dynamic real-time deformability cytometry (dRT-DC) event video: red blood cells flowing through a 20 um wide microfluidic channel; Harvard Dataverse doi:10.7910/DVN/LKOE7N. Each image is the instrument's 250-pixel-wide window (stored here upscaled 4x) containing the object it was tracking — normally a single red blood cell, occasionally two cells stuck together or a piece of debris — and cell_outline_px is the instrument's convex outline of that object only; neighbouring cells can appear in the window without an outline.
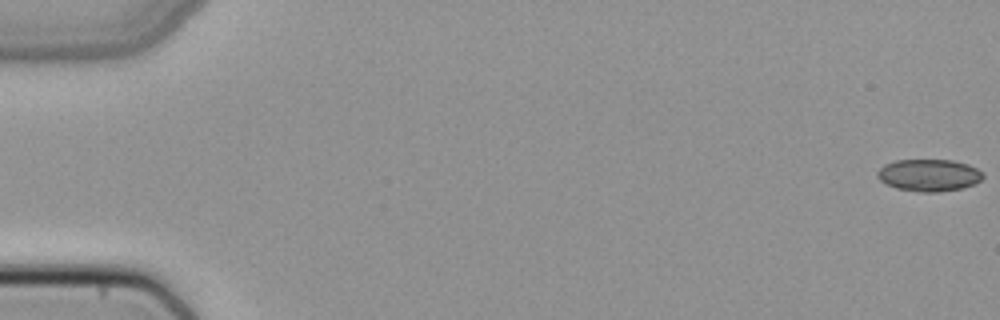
{"species": "common noctule bat (a hibernating species)", "species_latin": "Nyctalus noctula", "temperature_condition": "cold", "stored_images_in_passage": 51, "camera_frame_rate_fps": 3000, "um_per_image_px": 0.085, "animal": {"sex": "female", "body_mass_g": 22.7, "forearm_length_mm": 54.2}, "frame": {"image": 1, "passage_image": 1, "time_ms": 0.0, "image_size_px": [1000, 320], "cell_outline_px": [[984, 176], [980, 180], [964, 188], [936, 192], [920, 192], [896, 188], [880, 180], [876, 176], [876, 172], [884, 164], [896, 160], [952, 160], [968, 164], [984, 172]], "centroid_in_image_um": [78.96, 14.88], "position_along_channel_um": 6.0, "area_um2": 19.77}}
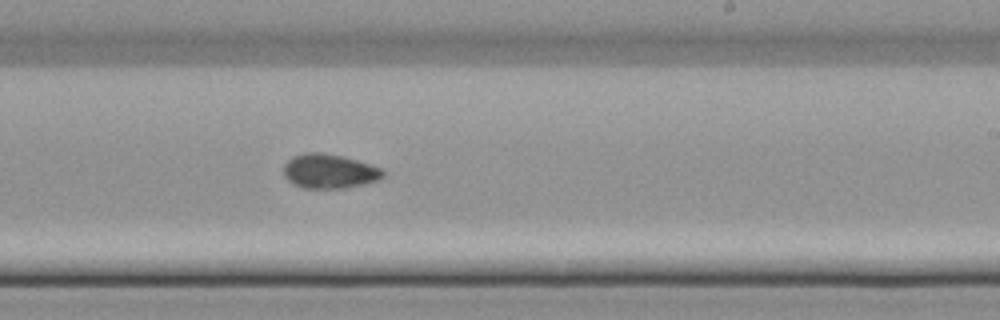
{"frame": {"image": 2, "passage_image": 32, "time_ms": 10.333, "image_size_px": [1000, 320], "cell_outline_px": [[384, 176], [376, 180], [364, 184], [344, 188], [304, 188], [292, 184], [284, 176], [284, 164], [292, 156], [304, 152], [320, 152], [344, 156], [384, 168]], "centroid_in_image_um": [27.99, 14.54], "position_along_channel_um": 261.0, "area_um2": 20.11}}
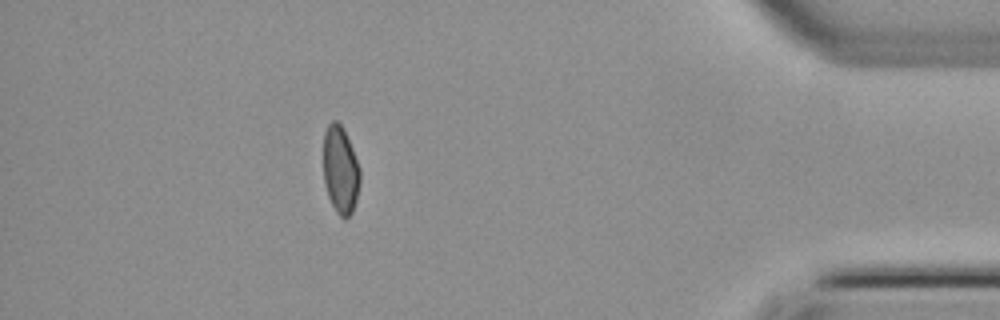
{"frame": {"image": 3, "passage_image": 46, "time_ms": 15.0, "image_size_px": [1000, 320], "cell_outline_px": [[360, 184], [356, 200], [352, 212], [344, 220], [336, 212], [328, 196], [324, 184], [324, 132], [328, 124], [332, 120], [336, 120], [344, 128], [360, 168]], "centroid_in_image_um": [28.94, 14.44], "position_along_channel_um": 406.3, "area_um2": 18.79}}